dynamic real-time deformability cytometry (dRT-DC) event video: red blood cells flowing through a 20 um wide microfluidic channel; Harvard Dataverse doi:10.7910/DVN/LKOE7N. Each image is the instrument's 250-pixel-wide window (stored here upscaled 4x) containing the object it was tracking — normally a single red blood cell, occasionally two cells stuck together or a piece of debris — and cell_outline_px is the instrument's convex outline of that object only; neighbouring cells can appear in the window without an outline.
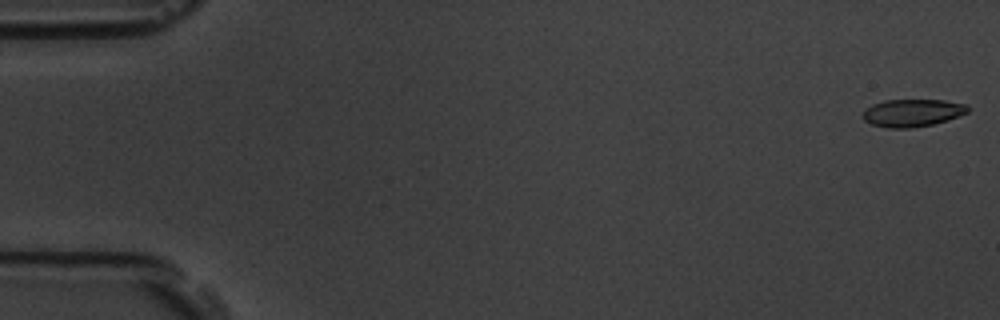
{"species": "common noctule bat (a hibernating species)", "species_latin": "Nyctalus noctula", "temperature_condition": "room temperature", "stored_images_in_passage": 6, "camera_frame_rate_fps": 3000, "um_per_image_px": 0.085, "animal": {"sex": "male", "body_mass_g": 19.5, "forearm_length_mm": 54.6}, "frame": {"image": 1, "passage_image": 1, "time_ms": 0.0, "image_size_px": [1000, 320], "cell_outline_px": [[972, 108], [968, 112], [948, 120], [932, 124], [912, 128], [888, 128], [872, 124], [864, 120], [860, 116], [872, 104], [884, 100], [944, 100], [968, 104]], "centroid_in_image_um": [77.59, 9.59], "position_along_channel_um": 7.4, "area_um2": 16.99}}
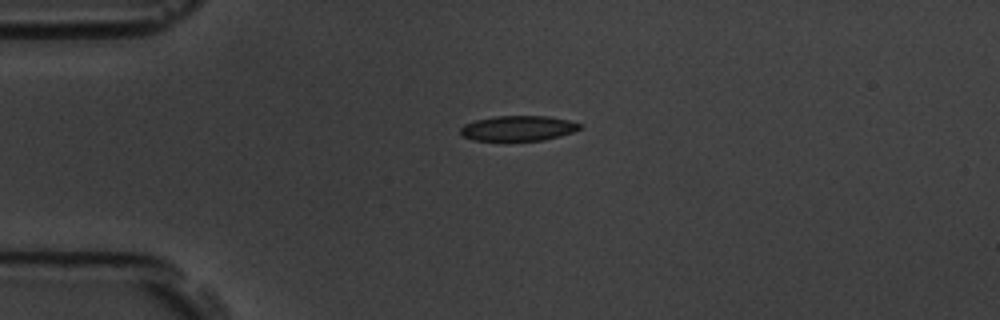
{"frame": {"image": 2, "passage_image": 4, "time_ms": 1.0, "image_size_px": [1000, 320], "cell_outline_px": [[584, 124], [580, 128], [572, 132], [560, 136], [544, 140], [472, 140], [460, 136], [460, 128], [464, 124], [476, 120], [496, 116], [548, 116], [568, 120]], "centroid_in_image_um": [44.03, 10.9], "position_along_channel_um": 41.0, "area_um2": 17.51}}
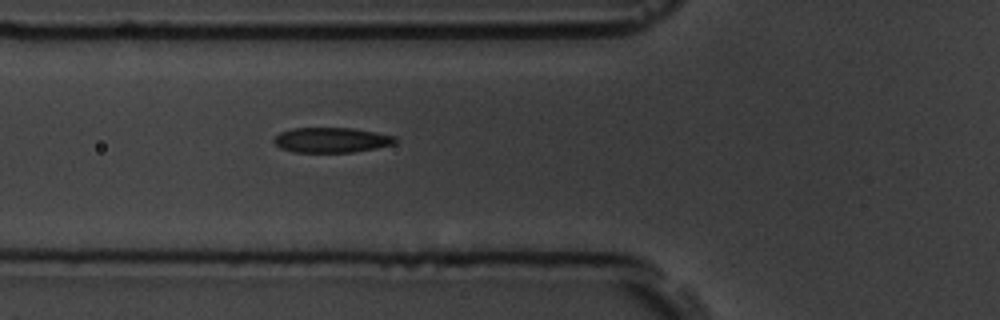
{"frame": {"image": 3, "passage_image": 6, "time_ms": 1.667, "image_size_px": [1000, 320], "cell_outline_px": [[396, 144], [376, 148], [352, 152], [292, 152], [280, 148], [272, 140], [280, 132], [292, 128], [352, 128], [376, 132], [396, 136]], "centroid_in_image_um": [28.18, 11.9], "position_along_channel_um": 97.6, "area_um2": 17.8}}